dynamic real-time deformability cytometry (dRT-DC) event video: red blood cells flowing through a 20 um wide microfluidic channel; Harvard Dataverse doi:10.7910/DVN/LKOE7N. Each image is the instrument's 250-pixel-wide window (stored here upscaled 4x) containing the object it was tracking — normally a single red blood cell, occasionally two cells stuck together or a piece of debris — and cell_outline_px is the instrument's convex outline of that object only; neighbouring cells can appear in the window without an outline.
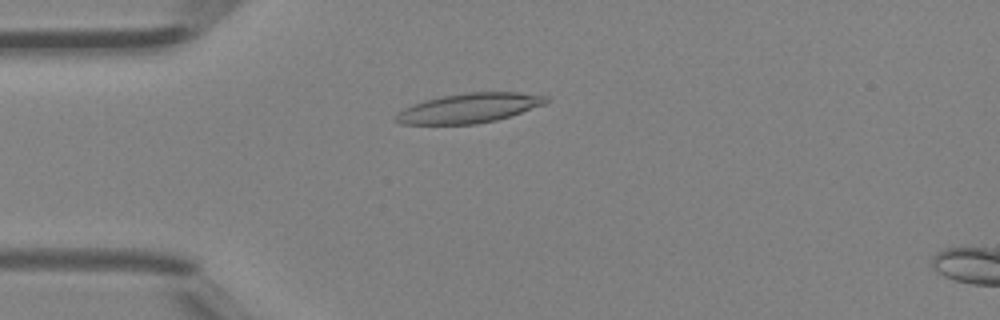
{"species": "Egyptian fruit bat (a non-hibernating species)", "species_latin": "Rousettus aegyptiacus", "temperature_condition": "room temperature", "stored_images_in_passage": 45, "camera_frame_rate_fps": 3000, "um_per_image_px": 0.085, "animal": {"sex": "female"}, "frame": {"image": 1, "passage_image": 12, "time_ms": 3.667, "image_size_px": [1000, 320], "cell_outline_px": [[548, 100], [544, 104], [496, 120], [476, 124], [400, 124], [392, 120], [404, 108], [412, 104], [424, 100], [464, 92], [516, 92], [544, 96]], "centroid_in_image_um": [39.81, 9.19], "position_along_channel_um": 45.2, "area_um2": 25.55}}
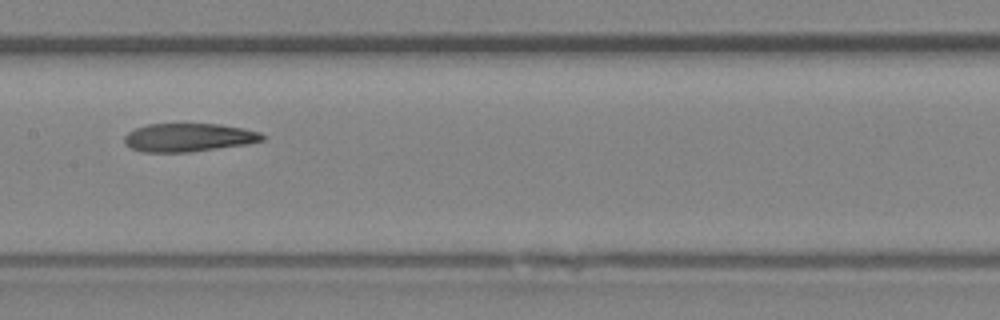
{"frame": {"image": 2, "passage_image": 23, "time_ms": 7.333, "image_size_px": [1000, 320], "cell_outline_px": [[264, 140], [248, 144], [188, 152], [144, 152], [132, 148], [124, 144], [124, 136], [128, 132], [136, 128], [148, 124], [220, 124], [244, 128], [260, 132], [264, 136]], "centroid_in_image_um": [16.03, 11.68], "position_along_channel_um": 191.4, "area_um2": 22.77}}
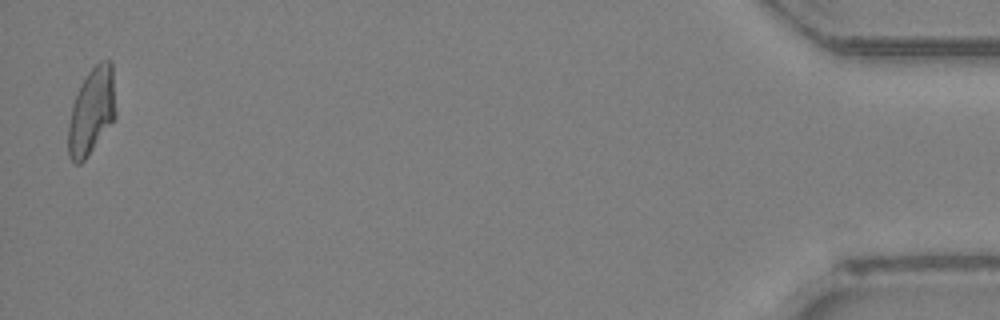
{"frame": {"image": 3, "passage_image": 45, "time_ms": 14.667, "image_size_px": [1000, 320], "cell_outline_px": [[116, 116], [88, 156], [80, 164], [76, 164], [68, 156], [68, 124], [72, 104], [88, 72], [100, 60], [108, 60], [112, 64], [116, 112]], "centroid_in_image_um": [7.78, 9.48], "position_along_channel_um": 427.4, "area_um2": 23.76}, "authors_computed_cell_mechanics": {"area_um2": 23.9292, "velocity_mm_per_s": 4.5031, "shape_relaxation_time_tau1_ms": null, "shape_relaxation_time_tau2_ms": 10.7603, "deformation_change_tau1": null, "deformation_change_tau2": 0.2321}}